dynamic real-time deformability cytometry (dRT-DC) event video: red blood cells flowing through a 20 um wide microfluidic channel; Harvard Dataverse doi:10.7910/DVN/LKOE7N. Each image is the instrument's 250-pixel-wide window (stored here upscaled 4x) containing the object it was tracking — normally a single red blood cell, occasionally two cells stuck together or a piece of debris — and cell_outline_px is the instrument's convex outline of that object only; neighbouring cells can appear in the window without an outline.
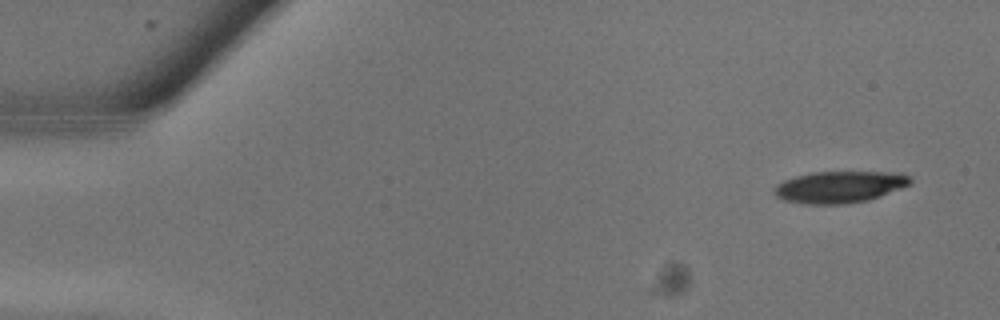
{"species": "common noctule bat (a hibernating species)", "species_latin": "Nyctalus noctula", "temperature_condition": "warm", "stored_images_in_passage": 2, "camera_frame_rate_fps": 3000, "um_per_image_px": 0.085, "animal": {"sex": "male", "body_mass_g": 13.3}, "frame": {"image": 1, "passage_image": 2, "time_ms": 0.333, "image_size_px": [1000, 320], "cell_outline_px": [[912, 184], [880, 196], [868, 200], [844, 204], [808, 204], [784, 200], [776, 196], [772, 192], [784, 180], [796, 176], [812, 172], [900, 172], [908, 176], [912, 180]], "centroid_in_image_um": [71.4, 15.89], "position_along_channel_um": 13.6, "area_um2": 25.03}}